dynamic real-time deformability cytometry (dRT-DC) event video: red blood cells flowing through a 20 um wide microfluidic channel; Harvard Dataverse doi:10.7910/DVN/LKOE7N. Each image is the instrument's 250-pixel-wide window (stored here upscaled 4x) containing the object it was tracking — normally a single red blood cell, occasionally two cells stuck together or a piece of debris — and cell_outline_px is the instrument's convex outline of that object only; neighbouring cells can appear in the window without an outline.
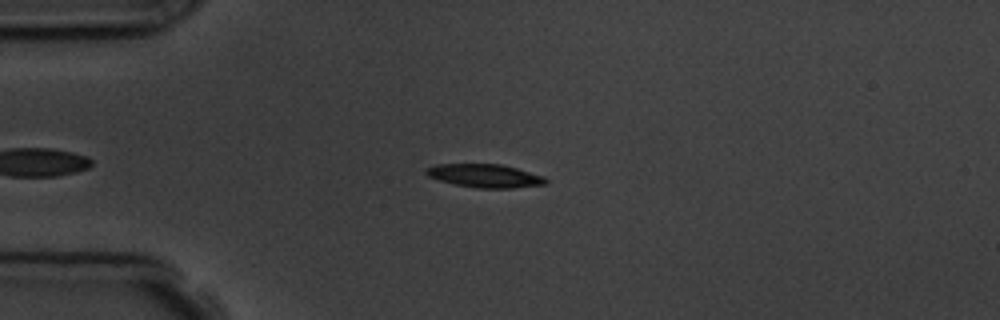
{"species": "common noctule bat (a hibernating species)", "species_latin": "Nyctalus noctula", "temperature_condition": "room temperature", "stored_images_in_passage": 7, "camera_frame_rate_fps": 3000, "um_per_image_px": 0.085, "animal": {"sex": "male", "body_mass_g": 19.5, "forearm_length_mm": 54.6}, "frame": {"image": 1, "passage_image": 1, "time_ms": 0.0, "image_size_px": [1000, 320], "cell_outline_px": [[548, 180], [544, 184], [512, 188], [476, 188], [456, 184], [440, 180], [428, 176], [424, 172], [424, 168], [436, 164], [500, 164], [516, 168], [544, 176]], "centroid_in_image_um": [41.18, 14.93], "position_along_channel_um": 43.8, "area_um2": 16.18}}
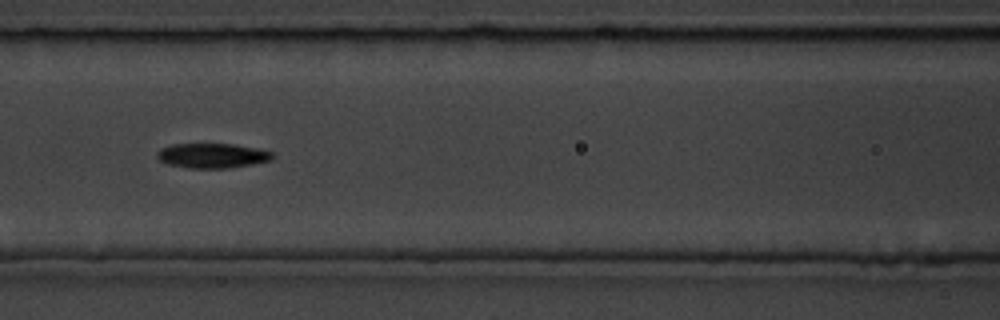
{"frame": {"image": 2, "passage_image": 4, "time_ms": 3.333, "image_size_px": [1000, 320], "cell_outline_px": [[272, 160], [252, 164], [228, 168], [188, 168], [168, 164], [160, 160], [156, 156], [156, 152], [160, 148], [172, 144], [232, 144], [256, 148], [272, 152]], "centroid_in_image_um": [18.0, 13.23], "position_along_channel_um": 148.6, "area_um2": 16.59}}
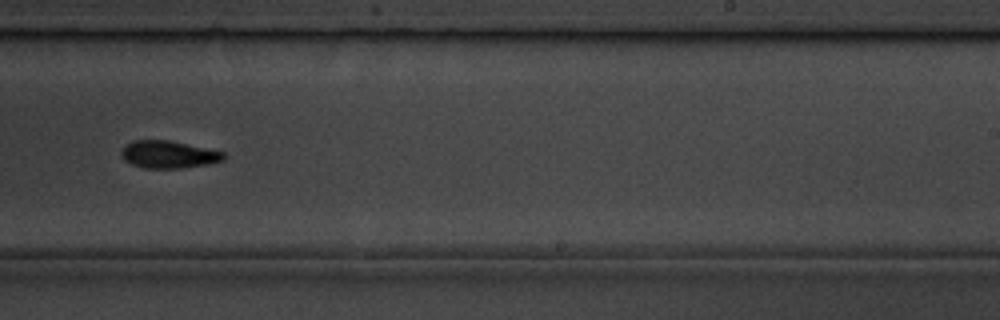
{"frame": {"image": 3, "passage_image": 7, "time_ms": 6.667, "image_size_px": [1000, 320], "cell_outline_px": [[228, 156], [224, 160], [208, 164], [180, 168], [144, 168], [132, 164], [124, 160], [120, 152], [132, 140], [168, 140], [224, 152]], "centroid_in_image_um": [14.34, 13.13], "position_along_channel_um": 274.7, "area_um2": 16.24}}